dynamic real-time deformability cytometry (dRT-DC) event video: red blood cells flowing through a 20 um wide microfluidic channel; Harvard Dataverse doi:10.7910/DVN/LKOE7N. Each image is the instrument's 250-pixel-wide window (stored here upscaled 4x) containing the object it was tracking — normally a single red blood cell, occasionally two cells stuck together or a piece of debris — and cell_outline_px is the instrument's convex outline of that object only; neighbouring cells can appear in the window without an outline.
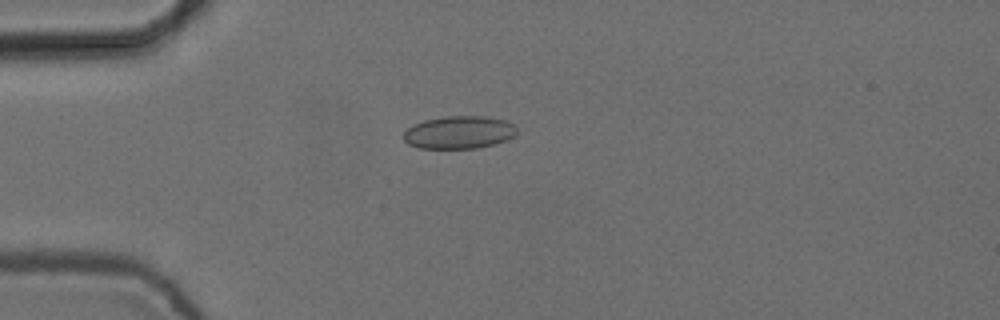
{"species": "common noctule bat (a hibernating species)", "species_latin": "Nyctalus noctula", "temperature_condition": "cold", "stored_images_in_passage": 6, "camera_frame_rate_fps": 3000, "um_per_image_px": 0.085, "animal": {"sex": "female", "body_mass_g": 24.6, "forearm_length_mm": 56.2}, "frame": {"image": 1, "passage_image": 4, "time_ms": 1.0, "image_size_px": [1000, 320], "cell_outline_px": [[516, 136], [496, 144], [476, 148], [416, 148], [408, 144], [404, 140], [404, 132], [408, 128], [424, 120], [448, 116], [484, 116], [504, 120], [512, 124], [516, 128]], "centroid_in_image_um": [39.03, 11.26], "position_along_channel_um": 46.0, "area_um2": 21.56}}
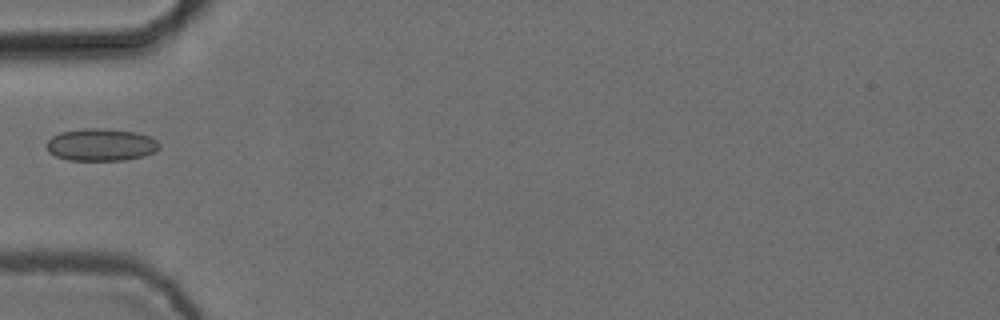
{"frame": {"image": 2, "passage_image": 5, "time_ms": 1.333, "image_size_px": [1000, 320], "cell_outline_px": [[160, 148], [144, 156], [124, 160], [68, 160], [56, 156], [48, 152], [44, 144], [52, 136], [60, 132], [84, 128], [104, 128], [136, 132], [148, 136], [156, 140], [160, 144]], "centroid_in_image_um": [8.55, 12.3], "position_along_channel_um": 76.5, "area_um2": 21.39}}
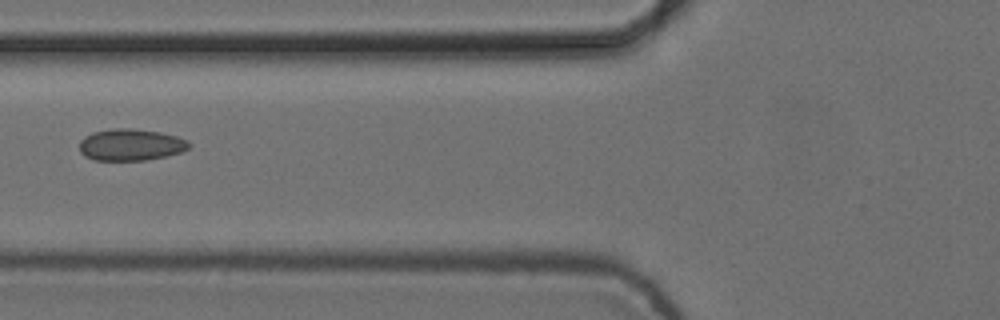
{"frame": {"image": 3, "passage_image": 6, "time_ms": 1.667, "image_size_px": [1000, 320], "cell_outline_px": [[192, 144], [188, 148], [180, 152], [168, 156], [144, 160], [92, 160], [84, 156], [80, 152], [80, 140], [84, 136], [92, 132], [112, 128], [132, 128], [160, 132], [176, 136], [188, 140]], "centroid_in_image_um": [11.1, 12.3], "position_along_channel_um": 114.7, "area_um2": 20.46}}